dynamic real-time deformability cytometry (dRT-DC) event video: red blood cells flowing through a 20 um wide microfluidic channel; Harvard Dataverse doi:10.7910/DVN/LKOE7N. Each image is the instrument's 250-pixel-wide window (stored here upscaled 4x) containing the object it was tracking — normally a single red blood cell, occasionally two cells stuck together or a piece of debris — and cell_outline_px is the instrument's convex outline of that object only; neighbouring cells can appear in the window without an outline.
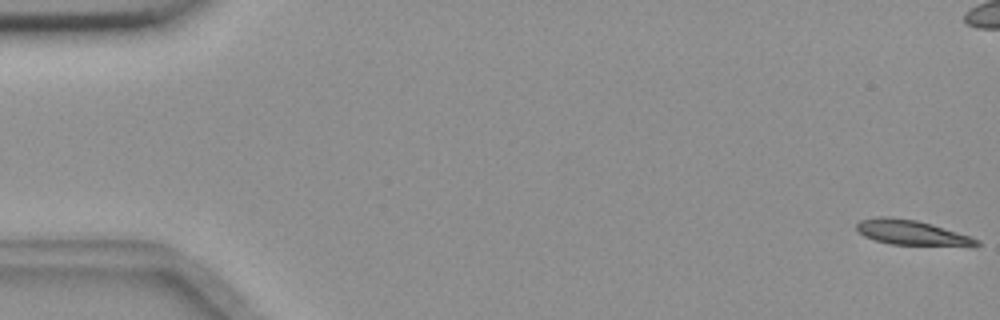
{"species": "common noctule bat (a hibernating species)", "species_latin": "Nyctalus noctula", "temperature_condition": "room temperature", "stored_images_in_passage": 57, "camera_frame_rate_fps": 3000, "um_per_image_px": 0.085, "animal": {"sex": "female", "body_mass_g": 18.4}, "frame": {"image": 1, "passage_image": 1, "time_ms": 0.0, "image_size_px": [1000, 320], "cell_outline_px": [[980, 244], [976, 248], [972, 248], [892, 244], [876, 240], [864, 236], [856, 228], [856, 224], [860, 220], [876, 216], [888, 216], [916, 220], [932, 224], [980, 240]], "centroid_in_image_um": [77.58, 19.8], "position_along_channel_um": 7.4, "area_um2": 17.92}}
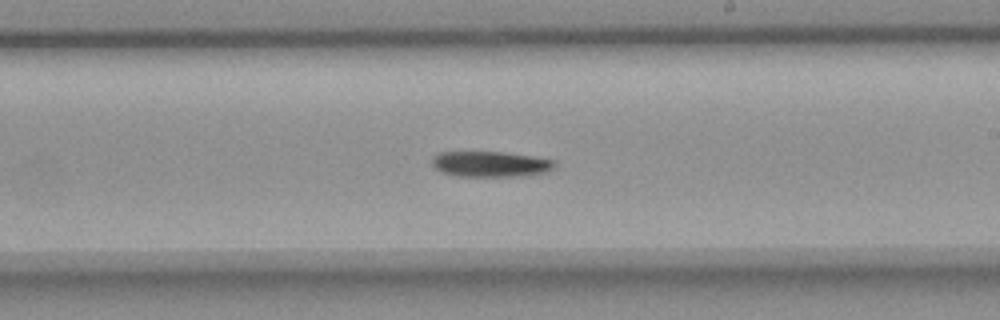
{"frame": {"image": 2, "passage_image": 33, "time_ms": 10.667, "image_size_px": [1000, 320], "cell_outline_px": [[556, 164], [548, 172], [524, 176], [456, 176], [440, 172], [432, 164], [432, 156], [436, 152], [504, 152], [532, 156], [556, 160]], "centroid_in_image_um": [41.69, 13.94], "position_along_channel_um": 247.3, "area_um2": 18.5}}
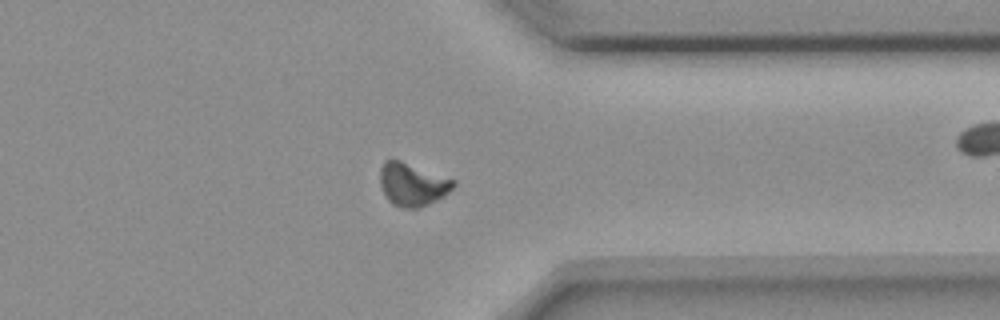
{"frame": {"image": 3, "passage_image": 44, "time_ms": 14.333, "image_size_px": [1000, 320], "cell_outline_px": [[456, 184], [444, 196], [420, 208], [400, 208], [392, 204], [388, 200], [380, 184], [380, 168], [384, 160], [400, 160], [456, 180]], "centroid_in_image_um": [35.05, 15.68], "position_along_channel_um": 376.4, "area_um2": 18.38}, "authors_computed_cell_mechanics": {"area_um2": 18.4382, "velocity_mm_per_s": 3.6411, "shape_relaxation_time_tau1_ms": 7.0971, "shape_relaxation_time_tau2_ms": null, "deformation_change_tau1": 0.173, "deformation_change_tau2": null}}